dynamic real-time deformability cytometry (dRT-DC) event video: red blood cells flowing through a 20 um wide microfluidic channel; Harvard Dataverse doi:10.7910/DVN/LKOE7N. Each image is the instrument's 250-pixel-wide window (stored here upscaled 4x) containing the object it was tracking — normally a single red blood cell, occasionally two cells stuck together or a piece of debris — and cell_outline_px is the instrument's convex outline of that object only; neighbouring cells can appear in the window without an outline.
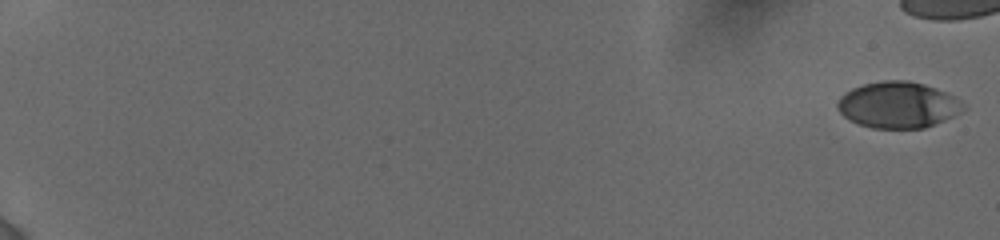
{"species": "human", "species_latin": "Homo sapiens", "temperature_condition": "cold", "stored_images_in_passage": 9, "camera_frame_rate_fps": 3000, "um_per_image_px": 0.085, "donor": {"sex": "female"}, "frame": {"image": 1, "passage_image": 1, "time_ms": 0.0, "image_size_px": [1000, 240], "cell_outline_px": [[968, 108], [944, 120], [924, 128], [872, 128], [860, 124], [844, 116], [836, 108], [836, 104], [840, 96], [844, 92], [852, 88], [864, 84], [884, 80], [908, 80], [924, 84], [936, 88], [960, 100]], "centroid_in_image_um": [76.32, 8.91], "position_along_channel_um": 8.7, "area_um2": 33.81}}
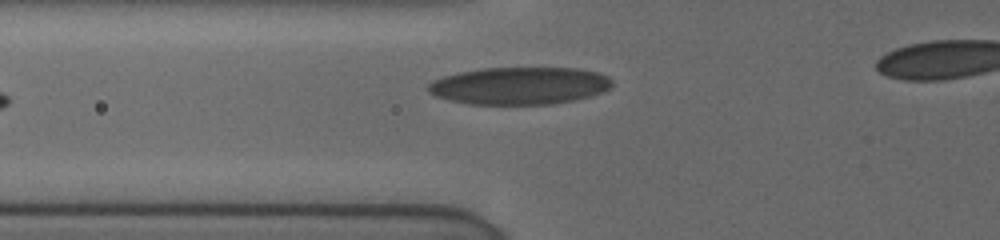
{"frame": {"image": 2, "passage_image": 9, "time_ms": 9.0, "image_size_px": [1000, 240], "cell_outline_px": [[612, 84], [608, 88], [592, 96], [576, 100], [552, 104], [468, 104], [448, 100], [436, 96], [428, 92], [428, 84], [432, 80], [444, 76], [460, 72], [484, 68], [576, 68], [596, 72], [608, 76], [612, 80]], "centroid_in_image_um": [44.15, 7.29], "position_along_channel_um": 81.7, "area_um2": 40.11}}